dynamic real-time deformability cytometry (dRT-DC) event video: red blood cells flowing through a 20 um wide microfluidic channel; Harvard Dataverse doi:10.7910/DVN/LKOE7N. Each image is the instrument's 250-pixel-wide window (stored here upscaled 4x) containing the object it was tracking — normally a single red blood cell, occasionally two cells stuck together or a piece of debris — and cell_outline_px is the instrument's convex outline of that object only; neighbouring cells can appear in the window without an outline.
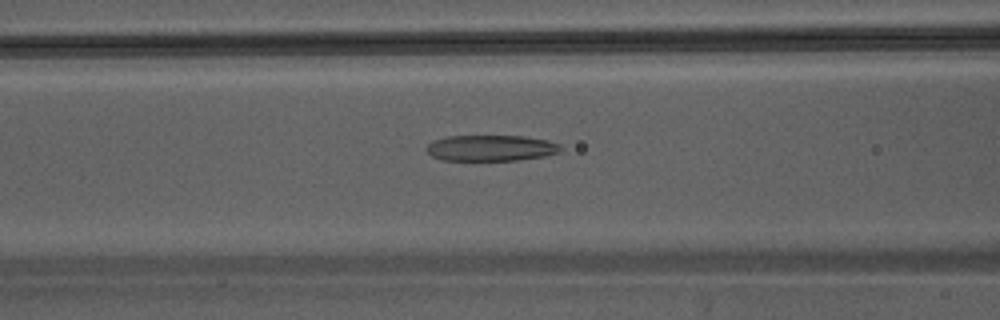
{"species": "Egyptian fruit bat (a non-hibernating species)", "species_latin": "Rousettus aegyptiacus", "temperature_condition": "warm", "stored_images_in_passage": 34, "camera_frame_rate_fps": 3000, "um_per_image_px": 0.085, "animal": {"sex": "male"}, "frame": {"image": 1, "passage_image": 8, "time_ms": 2.333, "image_size_px": [1000, 320], "cell_outline_px": [[564, 148], [560, 152], [544, 156], [516, 160], [444, 160], [432, 156], [424, 148], [432, 140], [448, 136], [524, 136], [548, 140], [560, 144]], "centroid_in_image_um": [41.74, 12.57], "position_along_channel_um": 124.9, "area_um2": 20.4}}
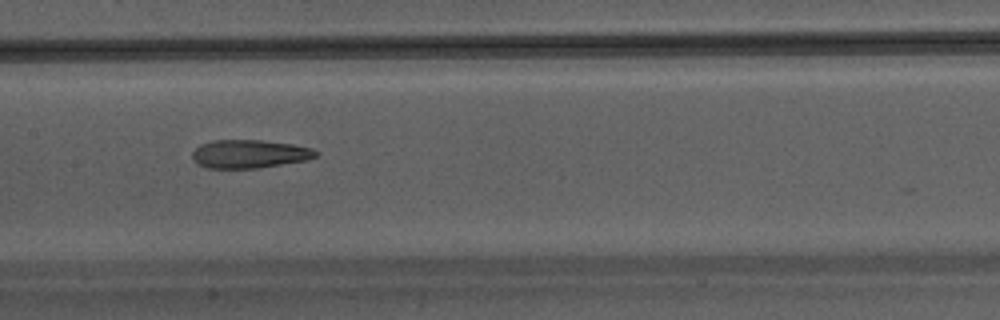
{"frame": {"image": 2, "passage_image": 12, "time_ms": 3.667, "image_size_px": [1000, 320], "cell_outline_px": [[320, 152], [316, 156], [304, 160], [256, 168], [208, 168], [200, 164], [192, 156], [192, 152], [200, 144], [212, 140], [260, 140], [292, 144], [312, 148]], "centroid_in_image_um": [21.2, 13.07], "position_along_channel_um": 186.2, "area_um2": 20.11}}
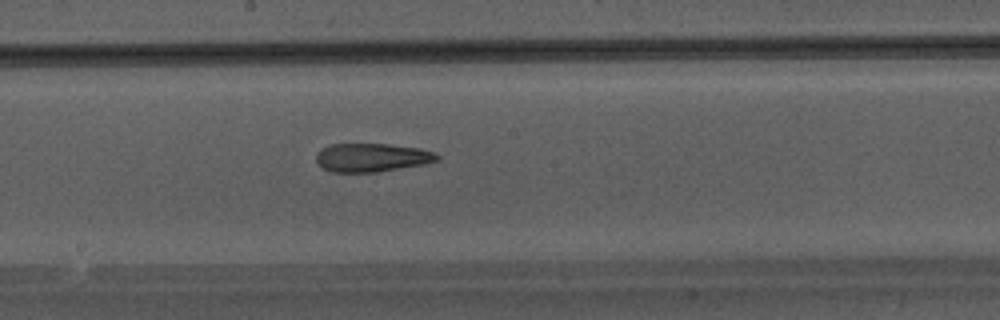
{"frame": {"image": 3, "passage_image": 14, "time_ms": 4.333, "image_size_px": [1000, 320], "cell_outline_px": [[440, 160], [424, 164], [376, 172], [332, 172], [324, 168], [316, 160], [316, 156], [324, 148], [332, 144], [388, 144], [420, 148], [436, 152], [440, 156]], "centroid_in_image_um": [31.68, 13.39], "position_along_channel_um": 216.5, "area_um2": 19.94}}